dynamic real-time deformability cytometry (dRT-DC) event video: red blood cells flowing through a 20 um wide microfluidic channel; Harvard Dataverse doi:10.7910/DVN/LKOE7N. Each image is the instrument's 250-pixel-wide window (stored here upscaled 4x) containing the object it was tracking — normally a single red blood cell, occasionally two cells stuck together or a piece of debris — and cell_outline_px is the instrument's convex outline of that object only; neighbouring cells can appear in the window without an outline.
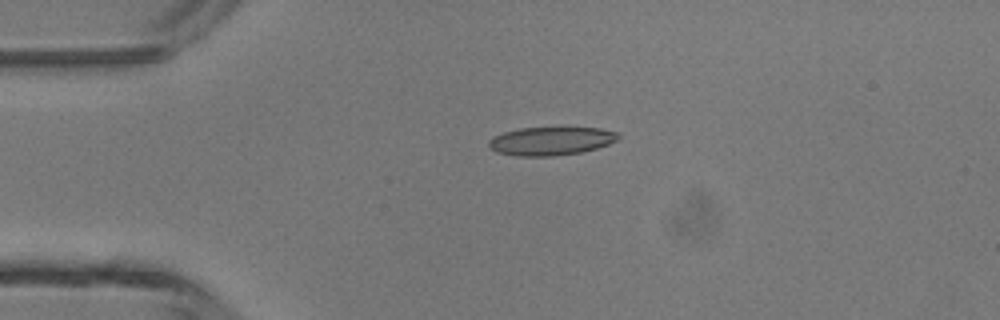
{"species": "common noctule bat (a hibernating species)", "species_latin": "Nyctalus noctula", "temperature_condition": "room temperature", "stored_images_in_passage": 37, "camera_frame_rate_fps": 3000, "um_per_image_px": 0.085, "animal": {"sex": "male", "body_mass_g": 13.3}, "frame": {"image": 1, "passage_image": 1, "time_ms": 0.0, "image_size_px": [1000, 320], "cell_outline_px": [[620, 136], [616, 140], [608, 144], [596, 148], [580, 152], [552, 156], [516, 156], [496, 152], [488, 148], [488, 140], [492, 136], [504, 132], [520, 128], [600, 128], [616, 132]], "centroid_in_image_um": [46.76, 11.99], "position_along_channel_um": 38.2, "area_um2": 21.33}}
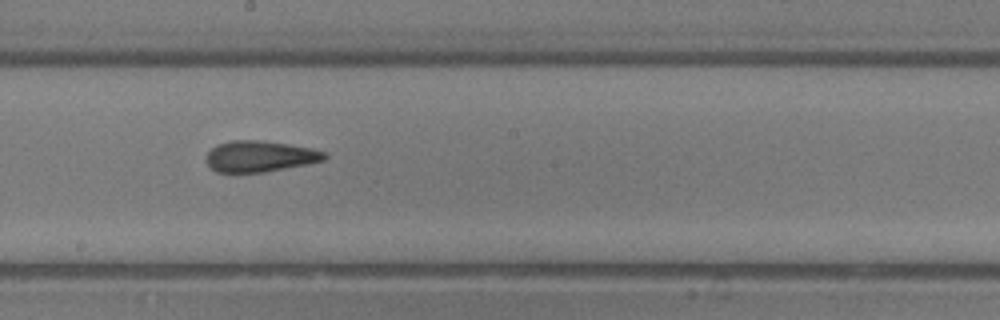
{"frame": {"image": 2, "passage_image": 16, "time_ms": 5.0, "image_size_px": [1000, 320], "cell_outline_px": [[328, 156], [324, 160], [308, 164], [264, 172], [216, 172], [208, 168], [208, 152], [216, 144], [232, 140], [256, 140], [288, 144], [312, 148], [324, 152]], "centroid_in_image_um": [22.08, 13.29], "position_along_channel_um": 226.1, "area_um2": 21.33}}
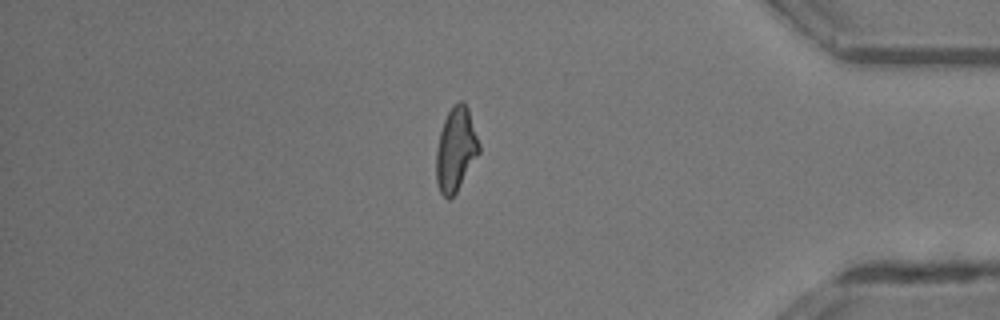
{"frame": {"image": 3, "passage_image": 30, "time_ms": 9.667, "image_size_px": [1000, 320], "cell_outline_px": [[480, 152], [456, 192], [448, 200], [440, 192], [436, 180], [436, 152], [440, 132], [444, 120], [448, 112], [460, 100], [464, 100], [468, 108], [480, 144]], "centroid_in_image_um": [38.75, 12.7], "position_along_channel_um": 396.5, "area_um2": 20.75}, "authors_computed_cell_mechanics": {"area_um2": 21.2126, "velocity_mm_per_s": 4.3864, "shape_relaxation_time_tau1_ms": null, "shape_relaxation_time_tau2_ms": 2.1784, "deformation_change_tau1": null, "deformation_change_tau2": 0.1131}}